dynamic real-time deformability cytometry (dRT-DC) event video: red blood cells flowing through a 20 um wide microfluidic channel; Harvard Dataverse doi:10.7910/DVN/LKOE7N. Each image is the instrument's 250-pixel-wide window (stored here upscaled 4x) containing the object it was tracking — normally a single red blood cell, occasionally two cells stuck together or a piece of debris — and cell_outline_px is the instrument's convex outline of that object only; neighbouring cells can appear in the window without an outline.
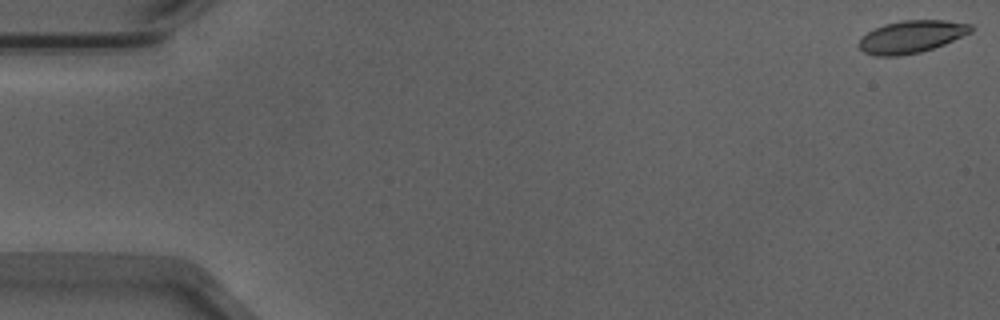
{"species": "Egyptian fruit bat (a non-hibernating species)", "species_latin": "Rousettus aegyptiacus", "temperature_condition": "warm", "stored_images_in_passage": 25, "camera_frame_rate_fps": 3000, "um_per_image_px": 0.085, "animal": {"sex": "male"}, "frame": {"image": 1, "passage_image": 1, "time_ms": 0.0, "image_size_px": [1000, 320], "cell_outline_px": [[972, 32], [944, 44], [920, 52], [900, 56], [876, 56], [864, 52], [860, 48], [860, 40], [868, 32], [884, 24], [904, 20], [944, 20], [972, 24]], "centroid_in_image_um": [77.49, 3.12], "position_along_channel_um": 7.5, "area_um2": 20.92}}
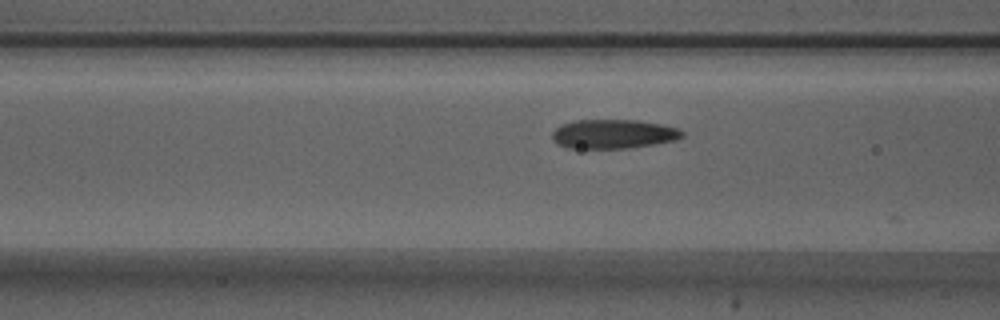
{"frame": {"image": 2, "passage_image": 21, "time_ms": 6.667, "image_size_px": [1000, 320], "cell_outline_px": [[684, 136], [676, 140], [628, 148], [568, 148], [556, 144], [552, 140], [552, 132], [560, 124], [576, 120], [636, 120], [664, 124], [680, 128], [684, 132]], "centroid_in_image_um": [52.14, 11.38], "position_along_channel_um": 114.5, "area_um2": 22.31}}
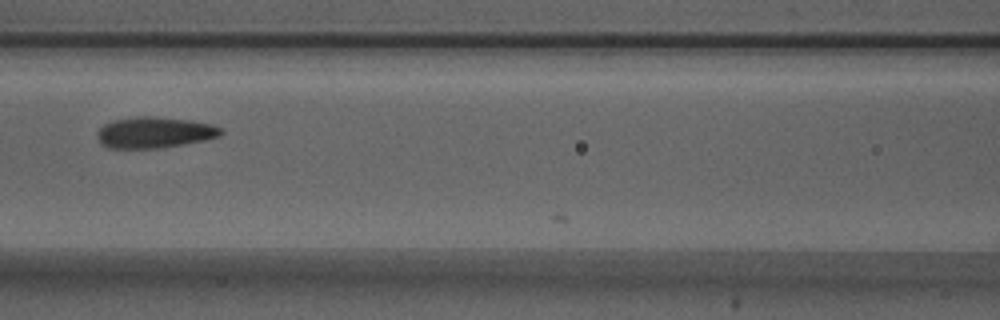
{"frame": {"image": 3, "passage_image": 24, "time_ms": 7.667, "image_size_px": [1000, 320], "cell_outline_px": [[224, 132], [220, 136], [204, 140], [184, 144], [160, 148], [108, 148], [100, 140], [100, 128], [104, 124], [112, 120], [136, 116], [152, 116], [192, 120], [212, 124], [220, 128]], "centroid_in_image_um": [13.19, 11.25], "position_along_channel_um": 153.4, "area_um2": 22.25}}